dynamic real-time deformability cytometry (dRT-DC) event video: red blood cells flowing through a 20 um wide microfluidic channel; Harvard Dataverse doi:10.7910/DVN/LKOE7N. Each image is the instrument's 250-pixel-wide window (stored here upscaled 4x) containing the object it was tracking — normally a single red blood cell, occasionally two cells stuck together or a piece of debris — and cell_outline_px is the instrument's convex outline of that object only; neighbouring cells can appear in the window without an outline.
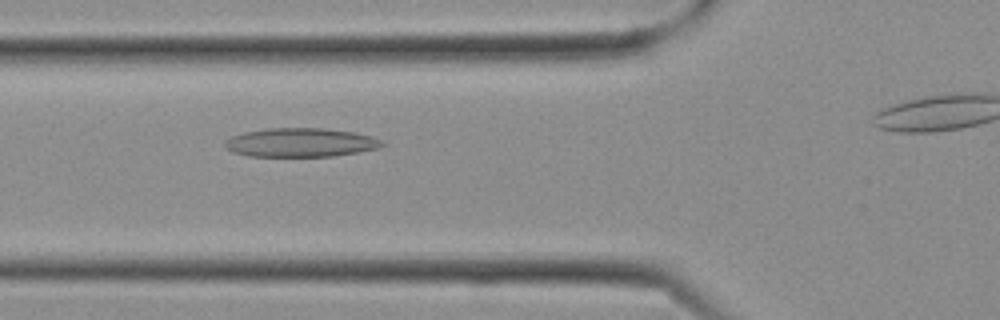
{"species": "Egyptian fruit bat (a non-hibernating species)", "species_latin": "Rousettus aegyptiacus", "temperature_condition": "cold", "stored_images_in_passage": 8, "segment_of_instrument_passage": [1, 2], "camera_frame_rate_fps": 3000, "um_per_image_px": 0.085, "frame": {"image": 1, "passage_image": 2, "time_ms": 0.333, "image_size_px": [1000, 320], "cell_outline_px": [[384, 144], [376, 148], [356, 152], [332, 156], [248, 156], [232, 152], [224, 144], [224, 140], [232, 136], [244, 132], [268, 128], [324, 128], [352, 132], [372, 136], [380, 140]], "centroid_in_image_um": [25.49, 12.11], "position_along_channel_um": 100.3, "area_um2": 26.18}}
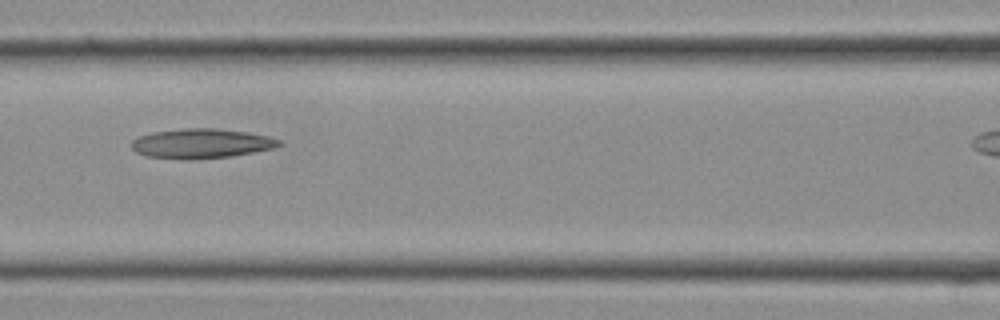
{"frame": {"image": 2, "passage_image": 4, "time_ms": 1.0, "image_size_px": [1000, 320], "cell_outline_px": [[284, 144], [272, 148], [252, 152], [228, 156], [192, 160], [184, 160], [148, 156], [136, 152], [132, 148], [132, 140], [140, 136], [152, 132], [184, 128], [212, 128], [248, 132], [268, 136], [280, 140]], "centroid_in_image_um": [17.1, 12.19], "position_along_channel_um": 149.5, "area_um2": 25.37}}
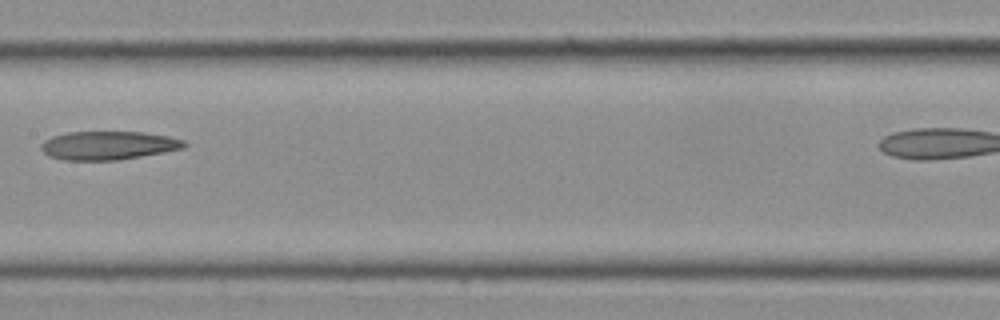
{"frame": {"image": 3, "passage_image": 6, "time_ms": 1.667, "image_size_px": [1000, 320], "cell_outline_px": [[188, 144], [184, 148], [164, 152], [116, 160], [64, 160], [48, 156], [40, 148], [40, 144], [44, 140], [52, 136], [68, 132], [144, 132], [168, 136], [184, 140]], "centroid_in_image_um": [9.19, 12.36], "position_along_channel_um": 198.2, "area_um2": 23.81}}